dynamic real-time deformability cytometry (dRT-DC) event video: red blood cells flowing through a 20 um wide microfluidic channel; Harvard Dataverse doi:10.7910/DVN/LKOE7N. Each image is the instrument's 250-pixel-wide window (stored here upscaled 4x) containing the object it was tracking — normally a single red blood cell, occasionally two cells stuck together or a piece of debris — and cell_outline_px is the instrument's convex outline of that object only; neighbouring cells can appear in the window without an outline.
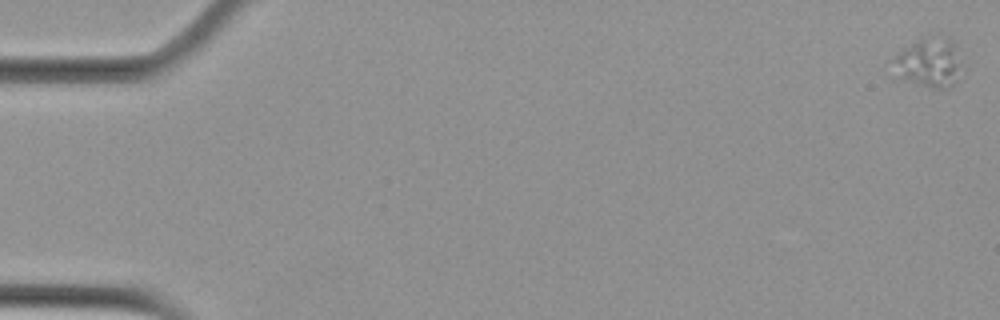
{"species": "Egyptian fruit bat (a non-hibernating species)", "species_latin": "Rousettus aegyptiacus", "temperature_condition": "cold", "stored_images_in_passage": 6, "camera_frame_rate_fps": 3000, "um_per_image_px": 0.085, "animal": {"sex": "female"}, "frame": {"image": 1, "passage_image": 1, "time_ms": 0.0, "image_size_px": [1000, 320], "cell_outline_px": [[964, 64], [956, 80], [948, 88], [932, 88], [892, 80], [888, 60], [892, 56], [928, 32], [948, 36], [956, 40]], "centroid_in_image_um": [78.89, 5.28], "position_along_channel_um": 6.1, "area_um2": 22.25}}
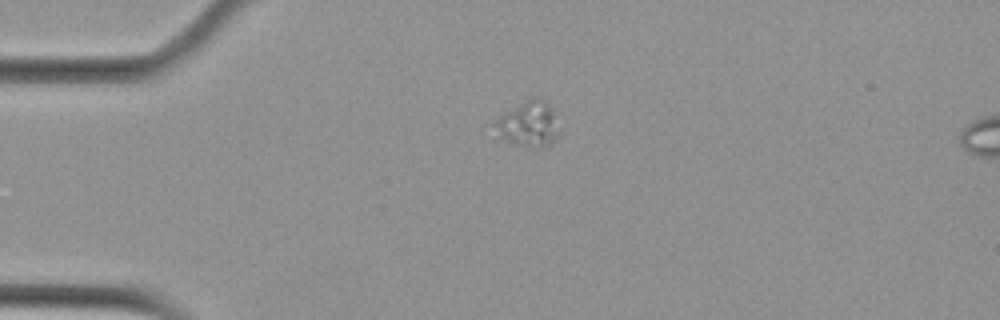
{"frame": {"image": 2, "passage_image": 5, "time_ms": 1.333, "image_size_px": [1000, 320], "cell_outline_px": [[560, 136], [552, 144], [544, 148], [540, 148], [516, 144], [496, 136], [492, 124], [504, 112], [528, 96], [540, 96], [544, 100], [552, 112], [560, 132]], "centroid_in_image_um": [44.9, 10.53], "position_along_channel_um": 40.1, "area_um2": 17.51}}